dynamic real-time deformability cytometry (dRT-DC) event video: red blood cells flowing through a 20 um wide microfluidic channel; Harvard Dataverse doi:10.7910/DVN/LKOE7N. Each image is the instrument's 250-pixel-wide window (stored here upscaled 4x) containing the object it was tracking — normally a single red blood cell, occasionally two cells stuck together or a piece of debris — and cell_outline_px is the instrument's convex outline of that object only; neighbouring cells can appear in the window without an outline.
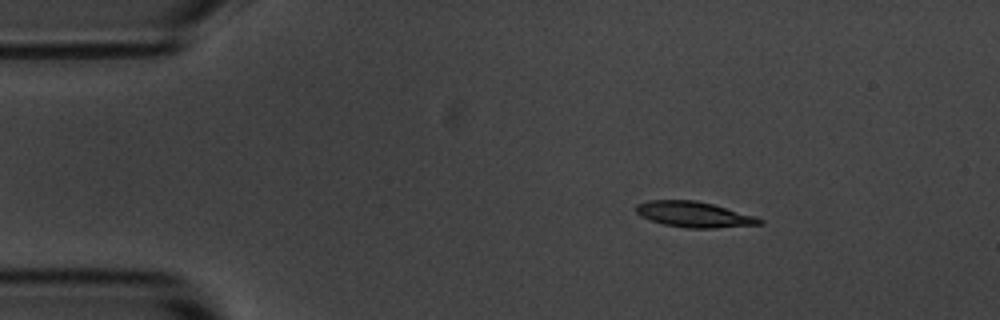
{"species": "common noctule bat (a hibernating species)", "species_latin": "Nyctalus noctula", "temperature_condition": "room temperature", "stored_images_in_passage": 5, "camera_frame_rate_fps": 3000, "um_per_image_px": 0.085, "animal": {"sex": "male", "body_mass_g": 20.1, "forearm_length_mm": 53.5}, "frame": {"image": 1, "passage_image": 3, "time_ms": 2.333, "image_size_px": [1000, 320], "cell_outline_px": [[764, 224], [712, 228], [688, 228], [664, 224], [640, 216], [636, 212], [636, 204], [652, 200], [696, 200], [712, 204], [756, 216], [764, 220]], "centroid_in_image_um": [59.02, 18.23], "position_along_channel_um": 26.0, "area_um2": 18.32}}